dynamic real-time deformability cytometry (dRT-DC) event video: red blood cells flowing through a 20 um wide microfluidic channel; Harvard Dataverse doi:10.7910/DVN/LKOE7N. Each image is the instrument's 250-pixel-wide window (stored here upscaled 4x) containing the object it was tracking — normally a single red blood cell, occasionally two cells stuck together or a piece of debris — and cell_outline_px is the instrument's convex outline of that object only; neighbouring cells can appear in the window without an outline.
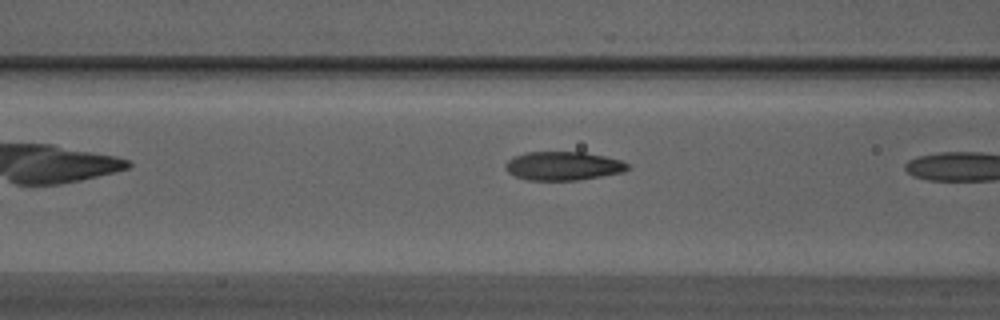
{"species": "Egyptian fruit bat (a non-hibernating species)", "species_latin": "Rousettus aegyptiacus", "temperature_condition": "warm", "stored_images_in_passage": 6, "camera_frame_rate_fps": 3000, "um_per_image_px": 0.085, "animal": {"sex": "male"}, "frame": {"image": 1, "passage_image": 5, "time_ms": 1.333, "image_size_px": [1000, 320], "cell_outline_px": [[632, 168], [624, 172], [576, 180], [528, 180], [516, 176], [508, 172], [504, 168], [504, 164], [512, 156], [528, 152], [584, 152], [604, 156], [620, 160], [628, 164]], "centroid_in_image_um": [47.86, 14.1], "position_along_channel_um": 118.7, "area_um2": 20.46}}